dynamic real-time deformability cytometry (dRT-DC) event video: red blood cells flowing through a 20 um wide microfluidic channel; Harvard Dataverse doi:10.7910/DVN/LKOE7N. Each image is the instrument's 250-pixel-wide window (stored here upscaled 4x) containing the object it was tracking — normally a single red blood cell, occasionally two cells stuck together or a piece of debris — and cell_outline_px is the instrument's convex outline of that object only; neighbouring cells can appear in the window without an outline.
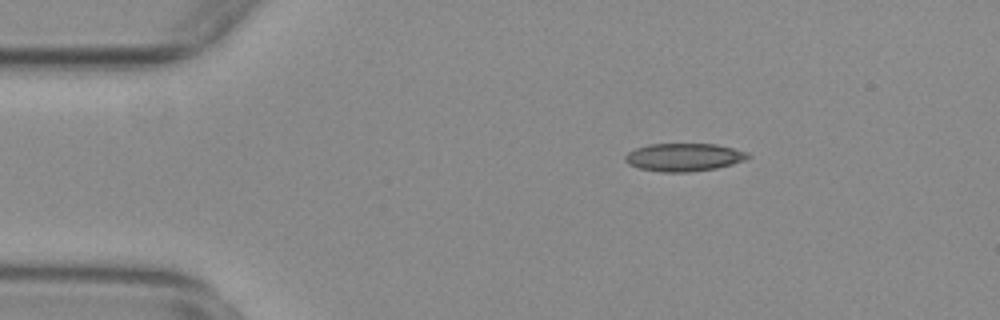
{"species": "common noctule bat (a hibernating species)", "species_latin": "Nyctalus noctula", "temperature_condition": "warm", "stored_images_in_passage": 41, "camera_frame_rate_fps": 3000, "um_per_image_px": 0.085, "animal": {"sex": "female", "body_mass_g": 29.2, "forearm_length_mm": 56.3}, "frame": {"image": 1, "passage_image": 4, "time_ms": 1.0, "image_size_px": [1000, 320], "cell_outline_px": [[752, 156], [744, 160], [732, 164], [716, 168], [688, 172], [664, 172], [640, 168], [628, 164], [624, 160], [624, 156], [628, 152], [636, 148], [648, 144], [716, 144], [748, 152]], "centroid_in_image_um": [58.13, 13.36], "position_along_channel_um": 26.9, "area_um2": 19.94}}
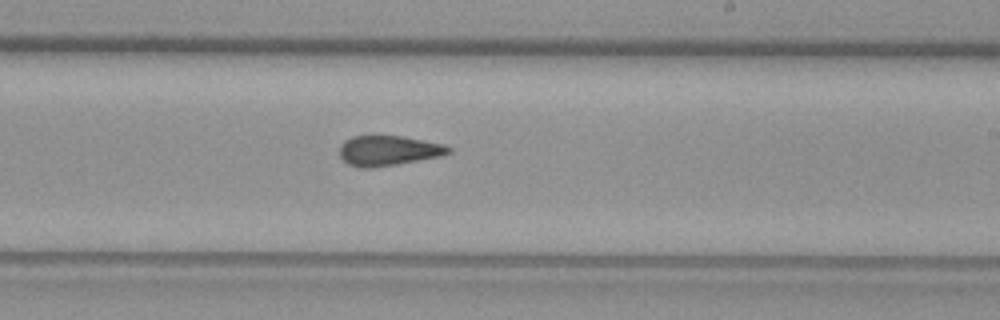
{"frame": {"image": 2, "passage_image": 27, "time_ms": 8.667, "image_size_px": [1000, 320], "cell_outline_px": [[452, 152], [440, 156], [396, 164], [372, 168], [360, 168], [348, 164], [340, 156], [340, 144], [344, 140], [352, 136], [372, 132], [376, 132], [404, 136], [444, 144], [452, 148]], "centroid_in_image_um": [32.97, 12.74], "position_along_channel_um": 256.0, "area_um2": 19.94}}
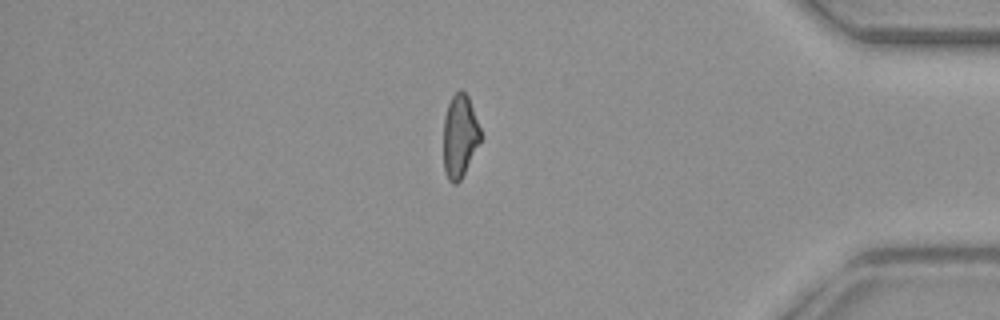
{"frame": {"image": 3, "passage_image": 41, "time_ms": 13.333, "image_size_px": [1000, 320], "cell_outline_px": [[484, 136], [460, 180], [456, 184], [452, 184], [448, 180], [444, 168], [444, 116], [448, 104], [452, 96], [460, 88], [468, 96]], "centroid_in_image_um": [39.11, 11.56], "position_along_channel_um": 396.1, "area_um2": 18.15}, "authors_computed_cell_mechanics": {"area_um2": 19.5942, "velocity_mm_per_s": 3.7704, "shape_relaxation_time_tau1_ms": null, "shape_relaxation_time_tau2_ms": 1.76, "deformation_change_tau1": null, "deformation_change_tau2": 0.0928}}